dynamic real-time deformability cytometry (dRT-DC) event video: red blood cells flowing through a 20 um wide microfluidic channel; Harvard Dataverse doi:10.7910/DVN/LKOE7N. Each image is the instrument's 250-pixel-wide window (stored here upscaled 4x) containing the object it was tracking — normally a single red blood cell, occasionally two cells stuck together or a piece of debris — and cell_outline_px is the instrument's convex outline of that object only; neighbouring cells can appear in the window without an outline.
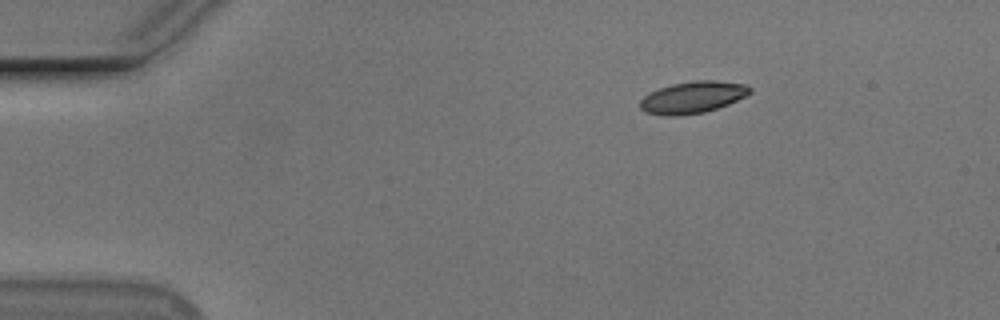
{"species": "Egyptian fruit bat (a non-hibernating species)", "species_latin": "Rousettus aegyptiacus", "temperature_condition": "cold", "stored_images_in_passage": 3, "camera_frame_rate_fps": 3000, "um_per_image_px": 0.085, "animal": {"sex": "male"}, "frame": {"image": 1, "passage_image": 1, "time_ms": 0.0, "image_size_px": [1000, 320], "cell_outline_px": [[752, 92], [728, 104], [704, 112], [676, 116], [664, 116], [648, 112], [640, 108], [640, 100], [644, 96], [660, 88], [672, 84], [692, 80], [716, 80], [748, 84], [752, 88]], "centroid_in_image_um": [58.91, 8.25], "position_along_channel_um": 26.1, "area_um2": 20.29}}